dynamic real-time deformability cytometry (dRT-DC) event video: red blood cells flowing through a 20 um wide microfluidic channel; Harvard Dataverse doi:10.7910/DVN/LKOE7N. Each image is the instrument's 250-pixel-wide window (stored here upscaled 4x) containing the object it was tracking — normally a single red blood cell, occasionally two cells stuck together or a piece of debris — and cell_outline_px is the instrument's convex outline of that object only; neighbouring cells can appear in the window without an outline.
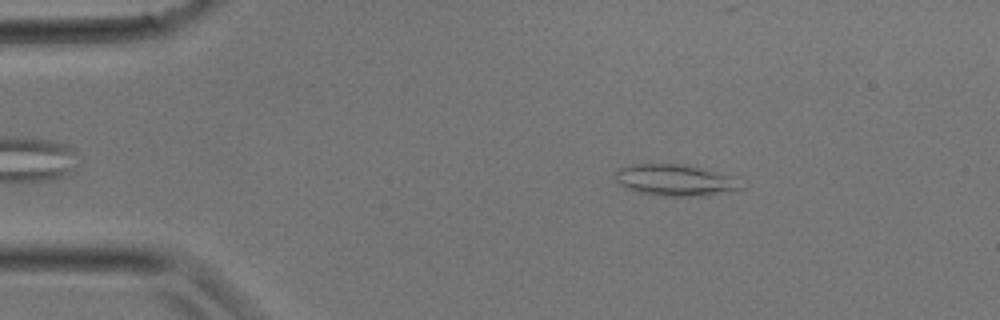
{"species": "common noctule bat (a hibernating species)", "species_latin": "Nyctalus noctula", "temperature_condition": "room temperature", "stored_images_in_passage": 15, "camera_frame_rate_fps": 3000, "um_per_image_px": 0.085, "animal": {"sex": "male", "body_mass_g": 17.9}, "frame": {"image": 1, "passage_image": 3, "time_ms": 0.667, "image_size_px": [1000, 320], "cell_outline_px": [[744, 188], [740, 192], [708, 196], [664, 196], [636, 192], [620, 184], [616, 180], [616, 168], [632, 164], [688, 164], [744, 176]], "centroid_in_image_um": [57.66, 15.31], "position_along_channel_um": 27.3, "area_um2": 24.57}}
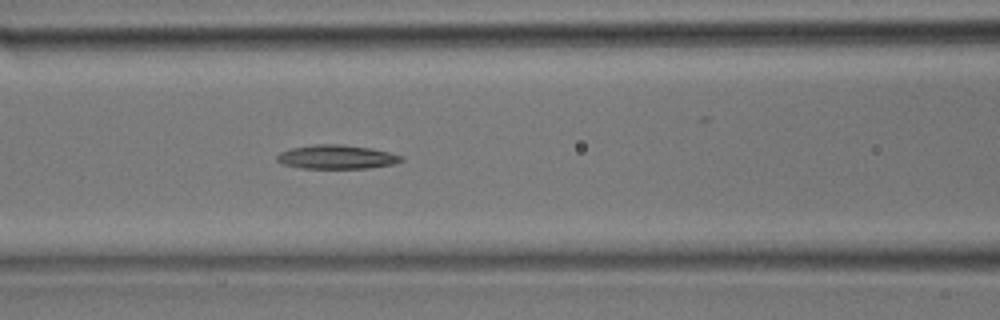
{"frame": {"image": 2, "passage_image": 11, "time_ms": 3.333, "image_size_px": [1000, 320], "cell_outline_px": [[404, 160], [392, 164], [368, 168], [300, 168], [284, 164], [276, 160], [276, 156], [280, 152], [292, 148], [312, 144], [340, 144], [372, 148], [404, 156]], "centroid_in_image_um": [28.61, 13.33], "position_along_channel_um": 138.0, "area_um2": 17.34}}
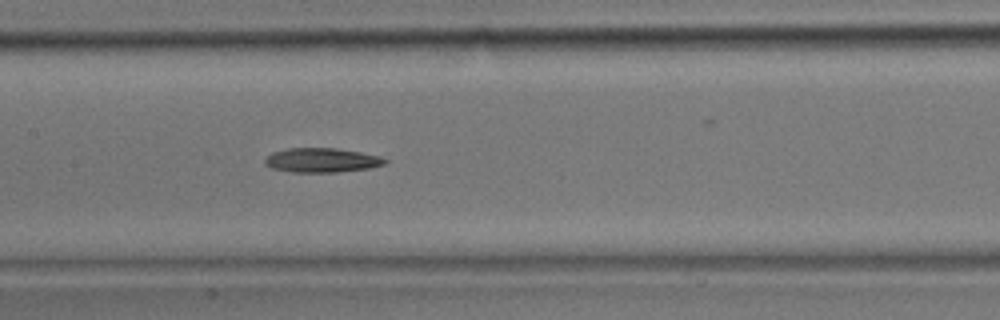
{"frame": {"image": 3, "passage_image": 13, "time_ms": 4.0, "image_size_px": [1000, 320], "cell_outline_px": [[388, 160], [384, 164], [368, 168], [336, 172], [292, 172], [272, 168], [264, 164], [264, 160], [272, 152], [288, 148], [336, 148], [360, 152], [380, 156]], "centroid_in_image_um": [27.33, 13.61], "position_along_channel_um": 180.1, "area_um2": 16.94}}